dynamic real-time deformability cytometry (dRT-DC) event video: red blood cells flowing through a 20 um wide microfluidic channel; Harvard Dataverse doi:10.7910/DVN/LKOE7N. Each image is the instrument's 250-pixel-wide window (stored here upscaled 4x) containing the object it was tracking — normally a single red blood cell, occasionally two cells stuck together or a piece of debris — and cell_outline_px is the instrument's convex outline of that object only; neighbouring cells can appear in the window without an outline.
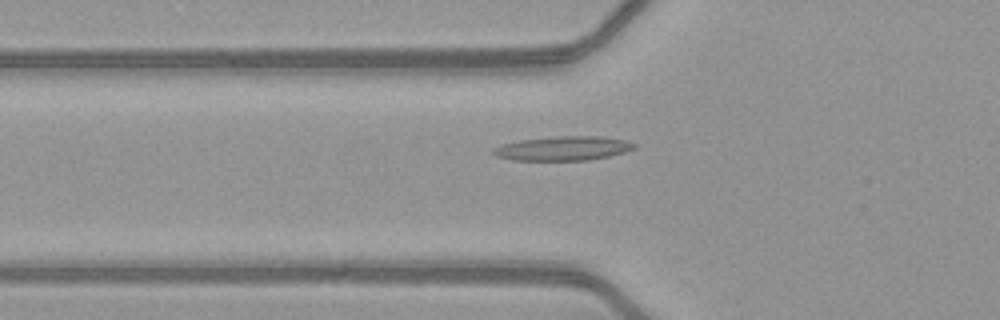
{"species": "common noctule bat (a hibernating species)", "species_latin": "Nyctalus noctula", "temperature_condition": "warm", "stored_images_in_passage": 52, "camera_frame_rate_fps": 3000, "um_per_image_px": 0.085, "animal": {"sex": "female", "body_mass_g": 21.9}, "frame": {"image": 1, "passage_image": 20, "time_ms": 6.333, "image_size_px": [1000, 320], "cell_outline_px": [[636, 148], [624, 152], [608, 156], [588, 160], [512, 160], [496, 156], [492, 152], [492, 148], [504, 144], [520, 140], [556, 136], [604, 136], [624, 140], [636, 144]], "centroid_in_image_um": [47.86, 12.61], "position_along_channel_um": 77.9, "area_um2": 19.83}}
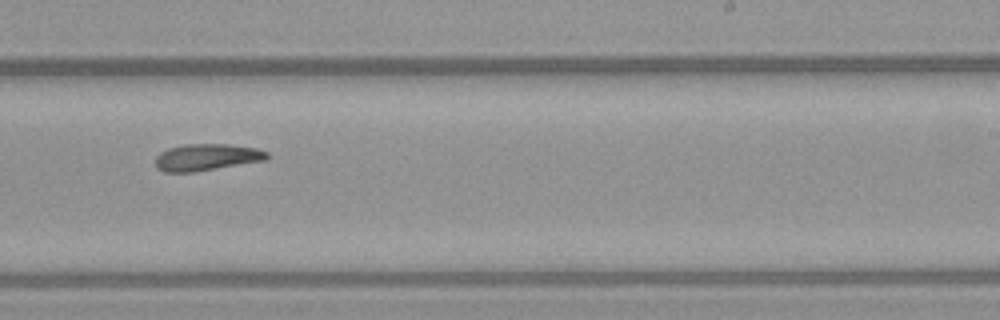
{"frame": {"image": 2, "passage_image": 34, "time_ms": 11.0, "image_size_px": [1000, 320], "cell_outline_px": [[268, 160], [196, 172], [164, 172], [156, 168], [156, 156], [160, 152], [168, 148], [188, 144], [228, 144], [256, 148], [268, 152]], "centroid_in_image_um": [17.58, 13.37], "position_along_channel_um": 271.4, "area_um2": 17.57}}
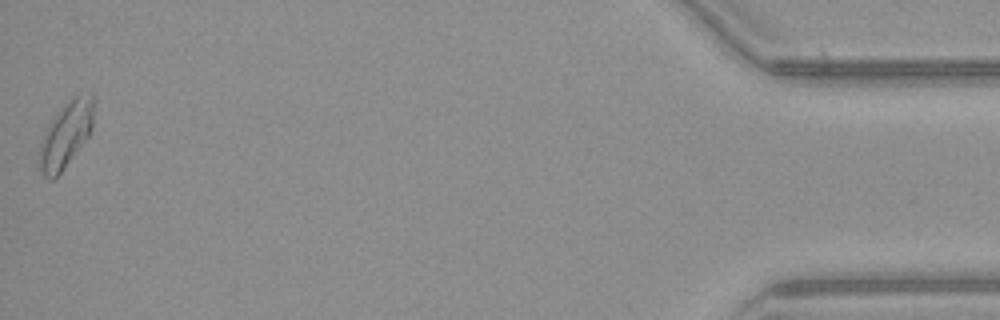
{"frame": {"image": 3, "passage_image": 52, "time_ms": 17.0, "image_size_px": [1000, 320], "cell_outline_px": [[92, 128], [88, 136], [64, 168], [52, 180], [44, 176], [40, 172], [40, 144], [48, 124], [56, 112], [72, 96], [92, 92]], "centroid_in_image_um": [5.58, 11.42], "position_along_channel_um": 429.6, "area_um2": 20.4}, "authors_computed_cell_mechanics": {"area_um2": 18.4382, "velocity_mm_per_s": 4.1255, "shape_relaxation_time_tau1_ms": null, "shape_relaxation_time_tau2_ms": 7.8406, "deformation_change_tau1": null, "deformation_change_tau2": 0.182}}